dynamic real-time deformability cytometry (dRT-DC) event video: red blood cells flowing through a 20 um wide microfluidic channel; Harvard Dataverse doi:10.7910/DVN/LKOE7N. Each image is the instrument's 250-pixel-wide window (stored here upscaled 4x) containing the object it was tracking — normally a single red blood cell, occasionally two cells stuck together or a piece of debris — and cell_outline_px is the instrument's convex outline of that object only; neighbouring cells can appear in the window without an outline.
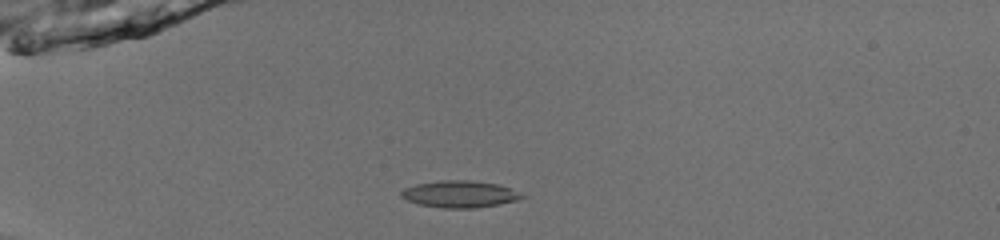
{"species": "common noctule bat (a hibernating species)", "species_latin": "Nyctalus noctula", "temperature_condition": "room temperature", "stored_images_in_passage": 38, "camera_frame_rate_fps": 3000, "um_per_image_px": 0.085, "animal": {"sex": "male", "body_mass_g": 13.0, "forearm_length_mm": 53.1}, "frame": {"image": 1, "passage_image": 1, "time_ms": 0.0, "image_size_px": [1000, 240], "cell_outline_px": [[528, 196], [516, 200], [500, 204], [476, 208], [444, 208], [420, 204], [408, 200], [400, 196], [400, 192], [404, 188], [416, 184], [440, 180], [472, 180], [496, 184], [508, 188]], "centroid_in_image_um": [39.07, 16.5], "position_along_channel_um": 45.9, "area_um2": 18.79}}
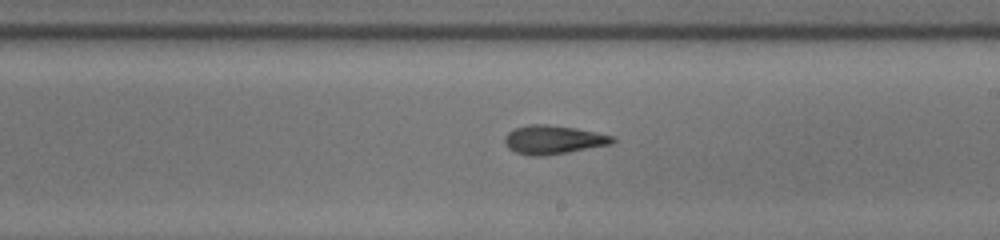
{"frame": {"image": 2, "passage_image": 18, "time_ms": 5.667, "image_size_px": [1000, 240], "cell_outline_px": [[616, 140], [612, 144], [568, 152], [540, 156], [532, 156], [516, 152], [508, 148], [504, 140], [504, 136], [508, 132], [516, 128], [528, 124], [548, 124], [576, 128], [616, 136]], "centroid_in_image_um": [47.05, 11.87], "position_along_channel_um": 241.9, "area_um2": 18.09}}
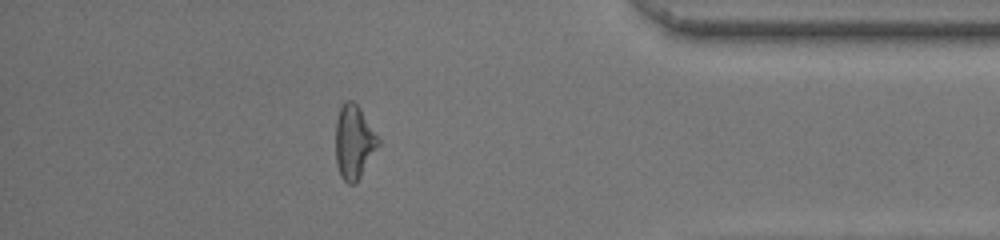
{"frame": {"image": 3, "passage_image": 32, "time_ms": 10.333, "image_size_px": [1000, 240], "cell_outline_px": [[380, 144], [360, 176], [352, 184], [348, 184], [340, 176], [336, 164], [336, 120], [340, 108], [348, 100], [352, 100], [360, 108], [380, 140]], "centroid_in_image_um": [30.08, 12.07], "position_along_channel_um": 405.1, "area_um2": 18.03}, "authors_computed_cell_mechanics": {"area_um2": 17.918, "velocity_mm_per_s": 4.0067, "shape_relaxation_time_tau1_ms": 7.6823, "shape_relaxation_time_tau2_ms": 6.4208, "deformation_change_tau1": 0.2291, "deformation_change_tau2": 0.1288}}